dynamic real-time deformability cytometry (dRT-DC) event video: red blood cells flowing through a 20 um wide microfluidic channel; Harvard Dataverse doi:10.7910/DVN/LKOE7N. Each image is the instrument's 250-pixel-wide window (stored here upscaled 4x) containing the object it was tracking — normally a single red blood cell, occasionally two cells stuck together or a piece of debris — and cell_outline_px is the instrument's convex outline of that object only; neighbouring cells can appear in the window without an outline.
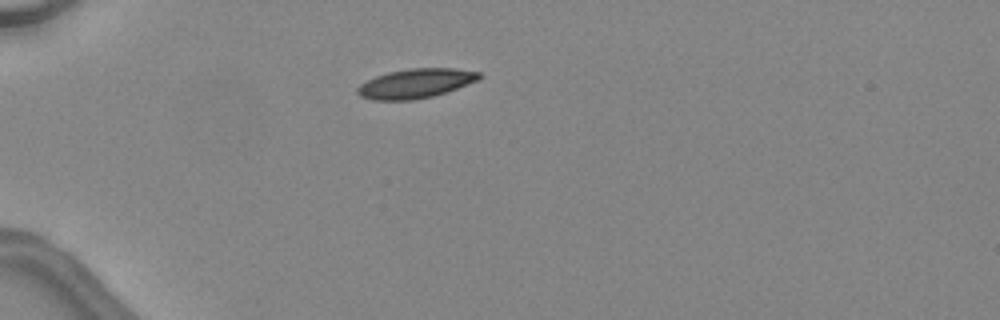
{"species": "common noctule bat (a hibernating species)", "species_latin": "Nyctalus noctula", "temperature_condition": "warm", "stored_images_in_passage": 21, "camera_frame_rate_fps": 3000, "um_per_image_px": 0.085, "animal": {"sex": "female", "body_mass_g": 24.6, "forearm_length_mm": 56.2}, "frame": {"image": 1, "passage_image": 1, "time_ms": 0.0, "image_size_px": [1000, 320], "cell_outline_px": [[480, 80], [432, 96], [412, 100], [372, 100], [360, 96], [356, 92], [356, 88], [360, 84], [376, 76], [388, 72], [408, 68], [452, 68], [480, 72]], "centroid_in_image_um": [35.3, 7.09], "position_along_channel_um": 49.7, "area_um2": 20.75}}